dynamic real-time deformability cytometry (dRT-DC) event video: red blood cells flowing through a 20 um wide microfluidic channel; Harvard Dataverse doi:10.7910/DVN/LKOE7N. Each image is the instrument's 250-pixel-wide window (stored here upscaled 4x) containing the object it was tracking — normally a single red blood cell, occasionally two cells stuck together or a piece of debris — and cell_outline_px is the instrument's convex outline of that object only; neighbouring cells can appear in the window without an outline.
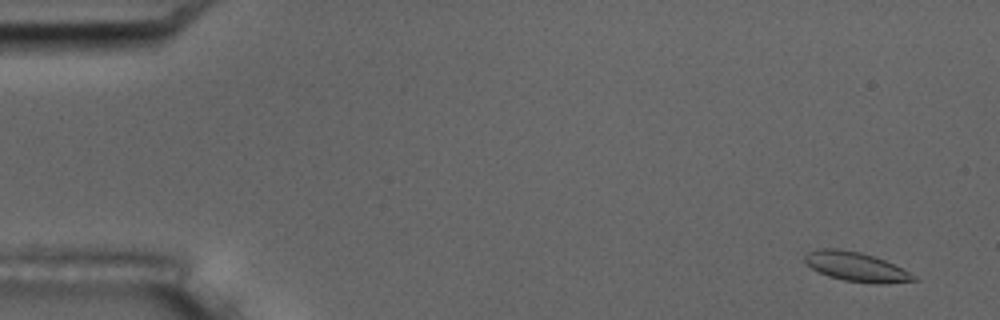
{"species": "common noctule bat (a hibernating species)", "species_latin": "Nyctalus noctula", "temperature_condition": "room temperature", "stored_images_in_passage": 55, "camera_frame_rate_fps": 3000, "um_per_image_px": 0.085, "animal": {"sex": "male", "body_mass_g": 17.5, "forearm_length_mm": 52.3}, "frame": {"image": 1, "passage_image": 3, "time_ms": 0.667, "image_size_px": [1000, 320], "cell_outline_px": [[920, 280], [884, 284], [876, 284], [844, 280], [828, 276], [812, 268], [804, 260], [804, 256], [808, 252], [820, 248], [840, 248], [860, 252], [884, 260], [916, 276]], "centroid_in_image_um": [72.76, 22.68], "position_along_channel_um": 12.2, "area_um2": 18.44}}
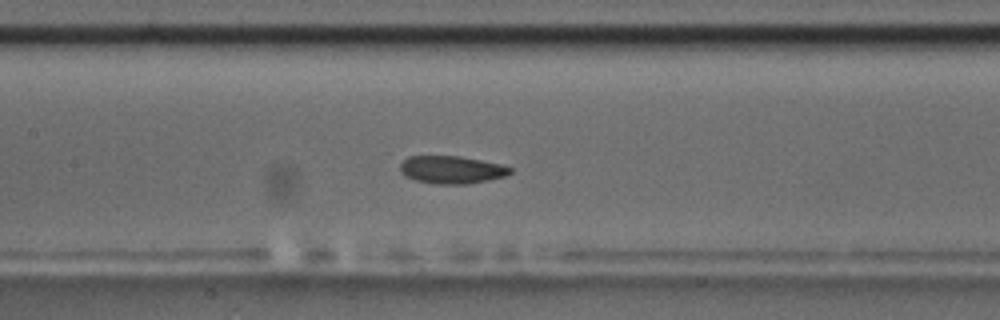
{"frame": {"image": 2, "passage_image": 26, "time_ms": 8.333, "image_size_px": [1000, 320], "cell_outline_px": [[512, 172], [504, 176], [488, 180], [468, 184], [432, 184], [416, 180], [404, 176], [400, 172], [400, 164], [408, 156], [460, 156], [500, 164], [512, 168]], "centroid_in_image_um": [38.36, 14.43], "position_along_channel_um": 169.0, "area_um2": 17.8}}
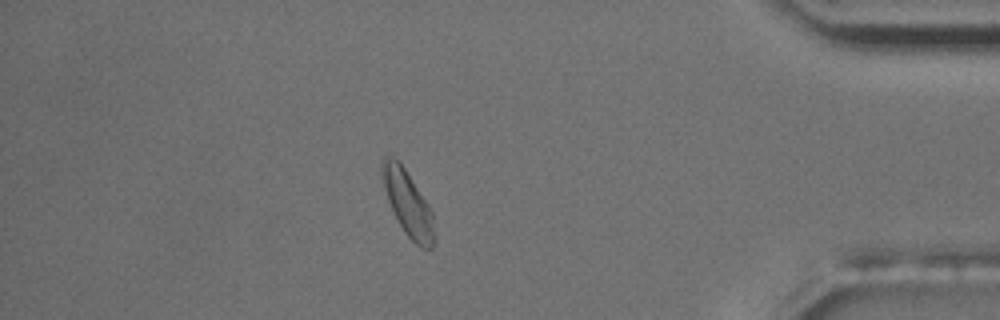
{"frame": {"image": 3, "passage_image": 48, "time_ms": 15.667, "image_size_px": [1000, 320], "cell_outline_px": [[436, 236], [432, 248], [424, 248], [416, 244], [404, 232], [392, 212], [384, 188], [380, 172], [380, 164], [384, 156], [388, 156], [400, 160], [428, 204], [432, 212]], "centroid_in_image_um": [34.65, 17.25], "position_along_channel_um": 400.5, "area_um2": 20.06}, "authors_computed_cell_mechanics": {"area_um2": 18.2648, "velocity_mm_per_s": 3.6784, "shape_relaxation_time_tau1_ms": 9.3765, "shape_relaxation_time_tau2_ms": 2.8633, "deformation_change_tau1": 0.219, "deformation_change_tau2": 0.0755}}